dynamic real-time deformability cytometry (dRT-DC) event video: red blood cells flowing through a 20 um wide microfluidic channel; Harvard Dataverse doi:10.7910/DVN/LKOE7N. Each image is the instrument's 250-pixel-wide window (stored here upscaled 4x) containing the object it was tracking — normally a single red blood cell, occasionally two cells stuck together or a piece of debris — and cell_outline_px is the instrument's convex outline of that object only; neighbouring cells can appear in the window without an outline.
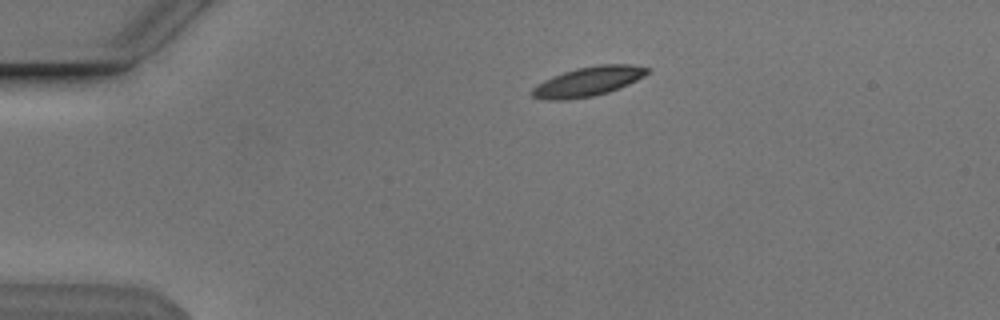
{"species": "Egyptian fruit bat (a non-hibernating species)", "species_latin": "Rousettus aegyptiacus", "temperature_condition": "cold", "stored_images_in_passage": 44, "camera_frame_rate_fps": 3000, "um_per_image_px": 0.085, "animal": {"sex": "male"}, "frame": {"image": 1, "passage_image": 1, "time_ms": 0.0, "image_size_px": [1000, 320], "cell_outline_px": [[652, 68], [644, 76], [628, 84], [608, 92], [592, 96], [564, 100], [548, 100], [532, 96], [532, 88], [544, 80], [552, 76], [576, 68], [600, 64], [632, 64]], "centroid_in_image_um": [50.01, 6.91], "position_along_channel_um": 35.0, "area_um2": 19.65}}
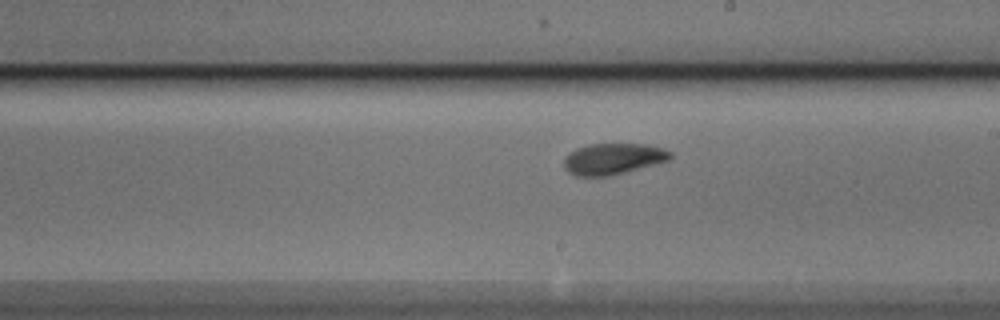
{"frame": {"image": 2, "passage_image": 21, "time_ms": 6.667, "image_size_px": [1000, 320], "cell_outline_px": [[672, 156], [668, 160], [656, 164], [608, 176], [576, 176], [568, 172], [564, 168], [564, 156], [568, 152], [576, 148], [588, 144], [648, 144], [664, 148], [672, 152]], "centroid_in_image_um": [52.09, 13.49], "position_along_channel_um": 236.9, "area_um2": 19.48}}
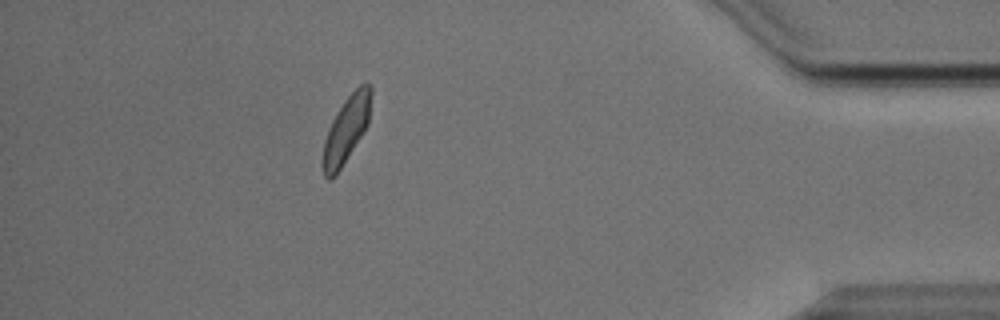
{"frame": {"image": 3, "passage_image": 38, "time_ms": 12.333, "image_size_px": [1000, 320], "cell_outline_px": [[372, 92], [368, 124], [340, 168], [332, 180], [328, 180], [324, 176], [320, 164], [324, 140], [328, 128], [332, 120], [344, 100], [360, 84], [368, 80], [372, 84]], "centroid_in_image_um": [29.41, 10.99], "position_along_channel_um": 405.8, "area_um2": 18.84}, "authors_computed_cell_mechanics": {"area_um2": 19.074, "velocity_mm_per_s": 3.7883, "shape_relaxation_time_tau1_ms": 3.5925, "shape_relaxation_time_tau2_ms": 2.9531, "deformation_change_tau1": 0.116, "deformation_change_tau2": 0.0866}}